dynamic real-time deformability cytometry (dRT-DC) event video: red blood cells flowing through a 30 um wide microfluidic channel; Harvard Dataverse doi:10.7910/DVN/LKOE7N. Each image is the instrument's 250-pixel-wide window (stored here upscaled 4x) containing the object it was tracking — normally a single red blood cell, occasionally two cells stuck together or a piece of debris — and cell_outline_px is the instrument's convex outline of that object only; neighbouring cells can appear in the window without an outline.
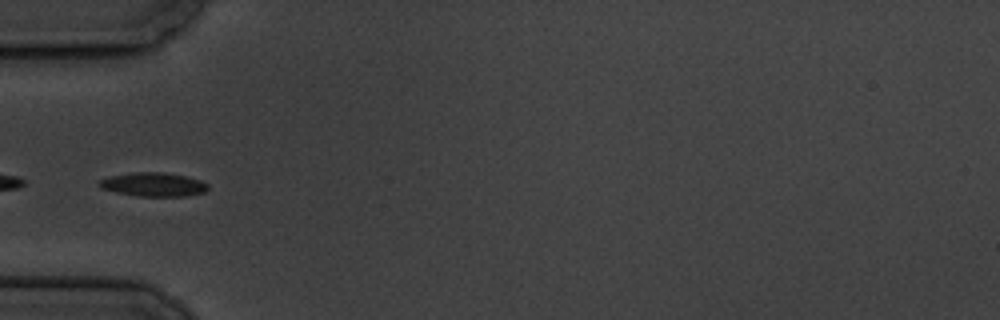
{"species": "common noctule bat (a hibernating species)", "species_latin": "Nyctalus noctula", "temperature_condition": "cold", "stored_images_in_passage": 6, "segment_of_instrument_passage": [2, 2], "camera_frame_rate_fps": 3000, "um_per_image_px": 0.085, "animal": {"sex": "male", "body_mass_g": 19.5, "forearm_length_mm": 54.6}, "frame": {"image": 1, "passage_image": 6, "time_ms": 5.667, "image_size_px": [1000, 320], "cell_outline_px": [[208, 188], [204, 192], [188, 196], [136, 196], [116, 192], [100, 188], [96, 184], [100, 180], [112, 176], [132, 172], [164, 172], [184, 176], [200, 180], [208, 184]], "centroid_in_image_um": [13.03, 15.68], "position_along_channel_um": 72.0, "area_um2": 15.09}}